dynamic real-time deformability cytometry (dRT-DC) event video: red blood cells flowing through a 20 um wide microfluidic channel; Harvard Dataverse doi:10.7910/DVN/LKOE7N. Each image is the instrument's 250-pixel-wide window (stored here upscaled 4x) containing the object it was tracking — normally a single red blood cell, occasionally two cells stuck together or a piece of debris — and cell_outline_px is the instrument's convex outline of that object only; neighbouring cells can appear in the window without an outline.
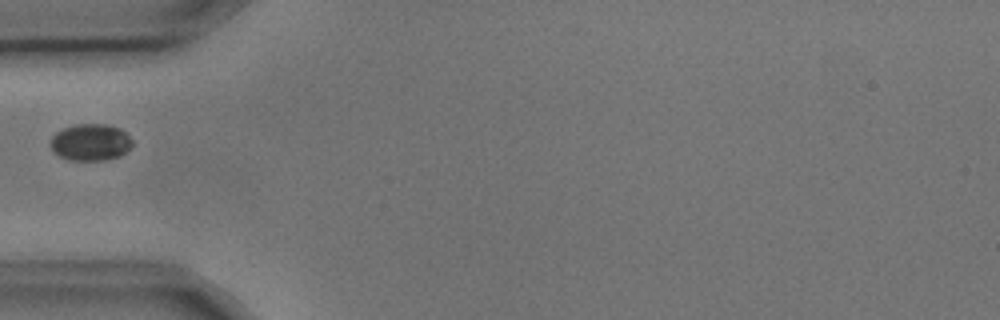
{"species": "common noctule bat (a hibernating species)", "species_latin": "Nyctalus noctula", "temperature_condition": "cold", "stored_images_in_passage": 1, "camera_frame_rate_fps": 3000, "um_per_image_px": 0.085, "animal": {"sex": "male", "body_mass_g": 17.9, "forearm_length_mm": 54.2}, "frame": {"image": 1, "passage_image": 1, "time_ms": 0.0, "image_size_px": [1000, 320], "cell_outline_px": [[132, 144], [120, 156], [104, 160], [68, 160], [60, 156], [52, 148], [52, 136], [56, 132], [64, 128], [76, 124], [104, 124], [120, 128], [132, 140]], "centroid_in_image_um": [7.7, 12.09], "position_along_channel_um": 77.3, "area_um2": 17.22}}